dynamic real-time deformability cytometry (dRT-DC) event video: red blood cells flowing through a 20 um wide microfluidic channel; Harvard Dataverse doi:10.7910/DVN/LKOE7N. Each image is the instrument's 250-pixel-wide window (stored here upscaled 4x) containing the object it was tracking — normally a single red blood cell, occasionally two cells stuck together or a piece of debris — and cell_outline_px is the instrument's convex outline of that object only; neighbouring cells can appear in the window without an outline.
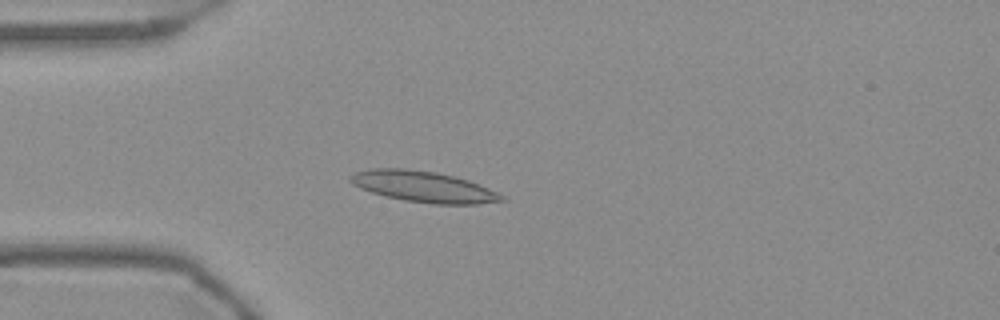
{"species": "Egyptian fruit bat (a non-hibernating species)", "species_latin": "Rousettus aegyptiacus", "temperature_condition": "warm", "stored_images_in_passage": 55, "camera_frame_rate_fps": 3000, "um_per_image_px": 0.085, "frame": {"image": 1, "passage_image": 15, "time_ms": 4.667, "image_size_px": [1000, 320], "cell_outline_px": [[508, 200], [476, 204], [432, 204], [404, 200], [384, 196], [360, 188], [352, 184], [348, 180], [348, 176], [356, 172], [372, 168], [408, 168], [436, 172], [468, 180], [488, 188], [504, 196]], "centroid_in_image_um": [35.96, 15.86], "position_along_channel_um": 49.0, "area_um2": 27.34}}
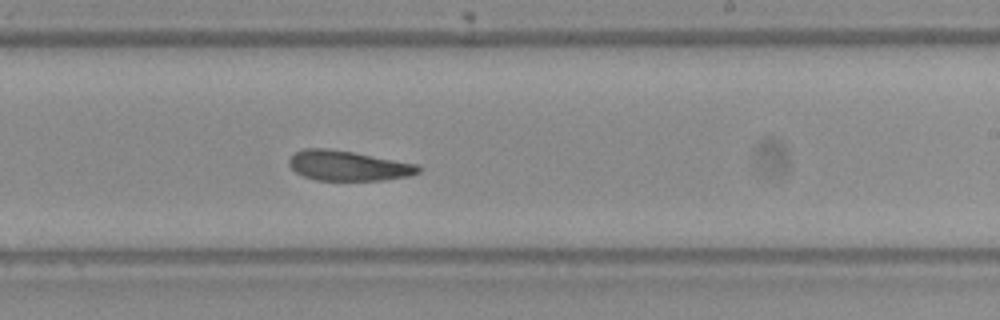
{"frame": {"image": 2, "passage_image": 33, "time_ms": 10.667, "image_size_px": [1000, 320], "cell_outline_px": [[424, 168], [420, 172], [412, 176], [380, 180], [316, 180], [304, 176], [296, 172], [288, 164], [288, 160], [296, 152], [304, 148], [328, 148], [352, 152], [420, 164]], "centroid_in_image_um": [29.65, 14.08], "position_along_channel_um": 259.3, "area_um2": 22.77}}
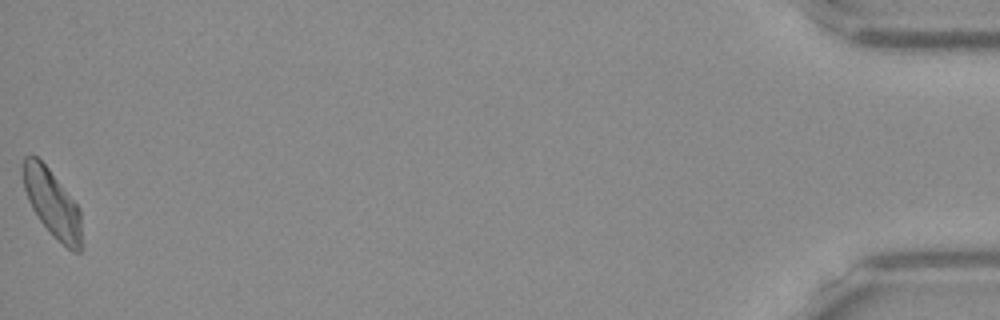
{"frame": {"image": 3, "passage_image": 55, "time_ms": 18.0, "image_size_px": [1000, 320], "cell_outline_px": [[80, 252], [72, 252], [52, 236], [40, 220], [32, 208], [28, 200], [24, 188], [20, 168], [24, 156], [36, 156], [48, 168], [80, 208]], "centroid_in_image_um": [4.39, 17.26], "position_along_channel_um": 430.8, "area_um2": 22.89}, "authors_computed_cell_mechanics": {"area_um2": 23.7558, "velocity_mm_per_s": 3.7029, "shape_relaxation_time_tau1_ms": null, "shape_relaxation_time_tau2_ms": 4.8638, "deformation_change_tau1": null, "deformation_change_tau2": 0.1281}}